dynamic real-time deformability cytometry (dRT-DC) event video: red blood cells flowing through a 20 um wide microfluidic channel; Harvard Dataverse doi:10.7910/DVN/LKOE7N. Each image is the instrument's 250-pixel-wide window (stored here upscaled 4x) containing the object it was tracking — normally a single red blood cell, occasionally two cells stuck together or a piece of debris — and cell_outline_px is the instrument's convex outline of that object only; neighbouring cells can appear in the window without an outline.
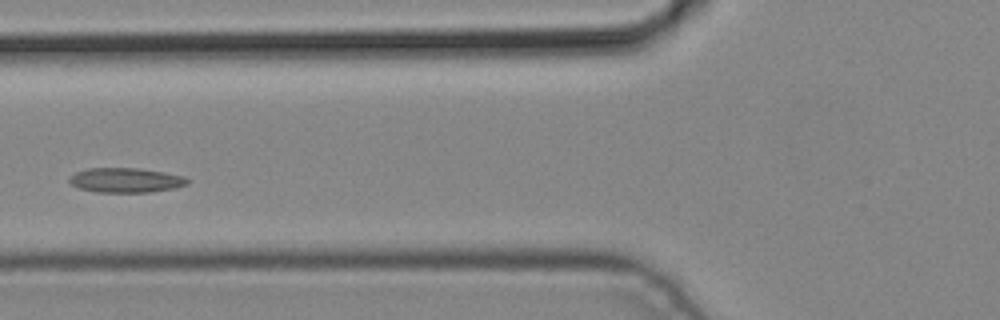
{"species": "common noctule bat (a hibernating species)", "species_latin": "Nyctalus noctula", "temperature_condition": "cold", "stored_images_in_passage": 5, "camera_frame_rate_fps": 3000, "um_per_image_px": 0.085, "animal": {"sex": "male", "body_mass_g": 19.2, "forearm_length_mm": 51.8}, "frame": {"image": 1, "passage_image": 4, "time_ms": 1.0, "image_size_px": [1000, 320], "cell_outline_px": [[188, 184], [176, 188], [148, 192], [96, 192], [80, 188], [72, 184], [68, 180], [76, 172], [88, 168], [140, 168], [164, 172], [184, 176], [188, 180]], "centroid_in_image_um": [10.72, 15.31], "position_along_channel_um": 115.1, "area_um2": 16.88}}
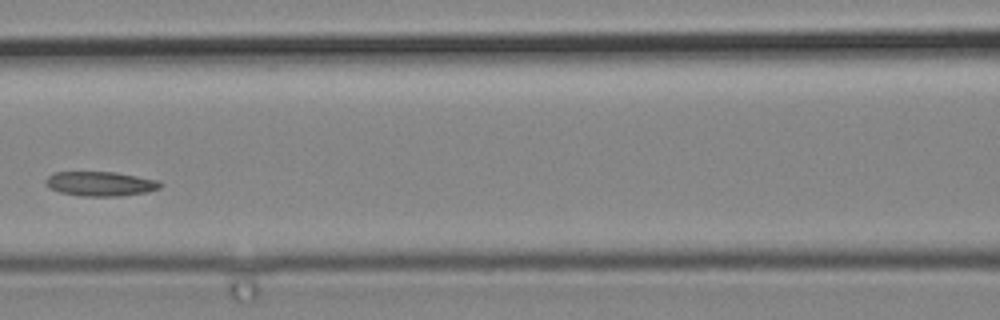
{"frame": {"image": 2, "passage_image": 5, "time_ms": 1.333, "image_size_px": [1000, 320], "cell_outline_px": [[164, 184], [160, 188], [148, 192], [120, 196], [80, 196], [60, 192], [48, 188], [44, 184], [44, 180], [48, 176], [56, 172], [116, 172], [160, 180]], "centroid_in_image_um": [8.55, 15.62], "position_along_channel_um": 158.0, "area_um2": 16.65}}